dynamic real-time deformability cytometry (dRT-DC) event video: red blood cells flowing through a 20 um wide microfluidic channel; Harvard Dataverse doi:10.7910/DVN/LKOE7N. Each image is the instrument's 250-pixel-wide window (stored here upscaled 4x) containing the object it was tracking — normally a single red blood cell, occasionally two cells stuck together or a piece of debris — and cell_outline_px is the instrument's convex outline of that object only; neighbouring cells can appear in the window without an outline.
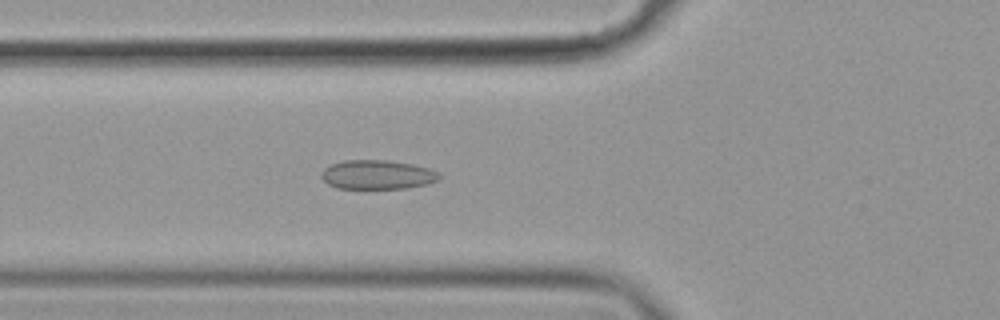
{"species": "common noctule bat (a hibernating species)", "species_latin": "Nyctalus noctula", "temperature_condition": "cold", "stored_images_in_passage": 57, "camera_frame_rate_fps": 3000, "um_per_image_px": 0.085, "animal": {"sex": "female", "body_mass_g": 19.9}, "frame": {"image": 1, "passage_image": 21, "time_ms": 6.667, "image_size_px": [1000, 320], "cell_outline_px": [[440, 176], [436, 180], [428, 184], [404, 188], [336, 188], [328, 184], [320, 176], [320, 172], [324, 168], [332, 164], [344, 160], [388, 160], [412, 164], [428, 168], [440, 172]], "centroid_in_image_um": [32.05, 14.84], "position_along_channel_um": 93.7, "area_um2": 20.0}}
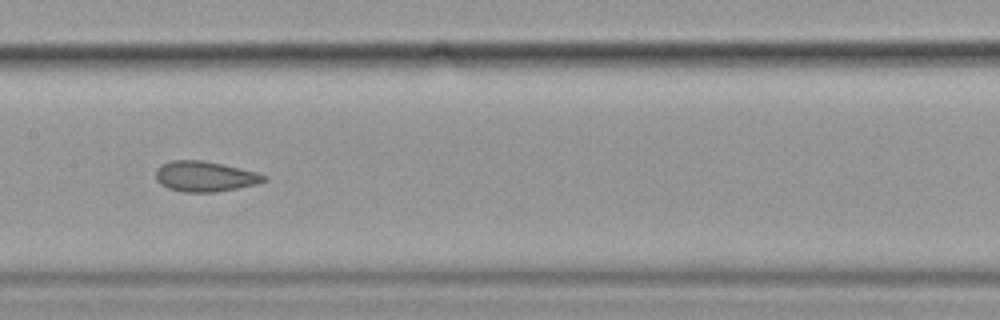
{"frame": {"image": 2, "passage_image": 29, "time_ms": 9.333, "image_size_px": [1000, 320], "cell_outline_px": [[268, 180], [260, 184], [216, 192], [184, 192], [168, 188], [160, 184], [156, 180], [156, 168], [160, 164], [172, 160], [200, 160], [224, 164], [256, 172], [268, 176]], "centroid_in_image_um": [17.44, 15.0], "position_along_channel_um": 190.0, "area_um2": 19.42}}
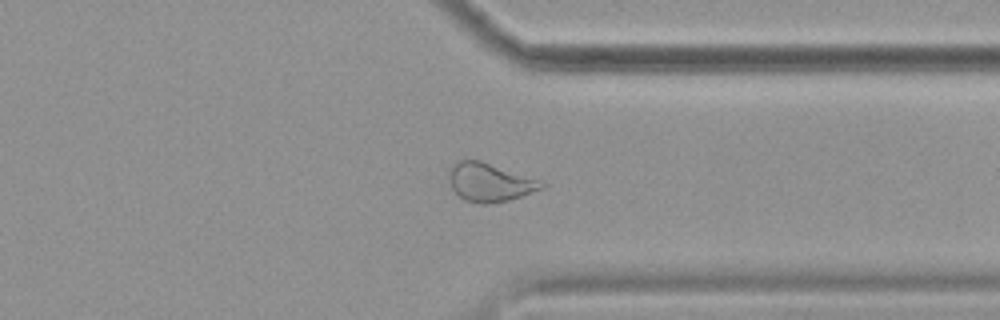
{"frame": {"image": 3, "passage_image": 44, "time_ms": 14.333, "image_size_px": [1000, 320], "cell_outline_px": [[548, 184], [544, 188], [508, 200], [484, 204], [480, 204], [464, 200], [452, 188], [452, 164], [460, 160], [480, 160], [540, 180]], "centroid_in_image_um": [41.68, 15.5], "position_along_channel_um": 369.7, "area_um2": 20.23}, "authors_computed_cell_mechanics": {"area_um2": 22.3686, "velocity_mm_per_s": 3.5991, "shape_relaxation_time_tau1_ms": null, "shape_relaxation_time_tau2_ms": 2.3638, "deformation_change_tau1": null, "deformation_change_tau2": 0.0689}}